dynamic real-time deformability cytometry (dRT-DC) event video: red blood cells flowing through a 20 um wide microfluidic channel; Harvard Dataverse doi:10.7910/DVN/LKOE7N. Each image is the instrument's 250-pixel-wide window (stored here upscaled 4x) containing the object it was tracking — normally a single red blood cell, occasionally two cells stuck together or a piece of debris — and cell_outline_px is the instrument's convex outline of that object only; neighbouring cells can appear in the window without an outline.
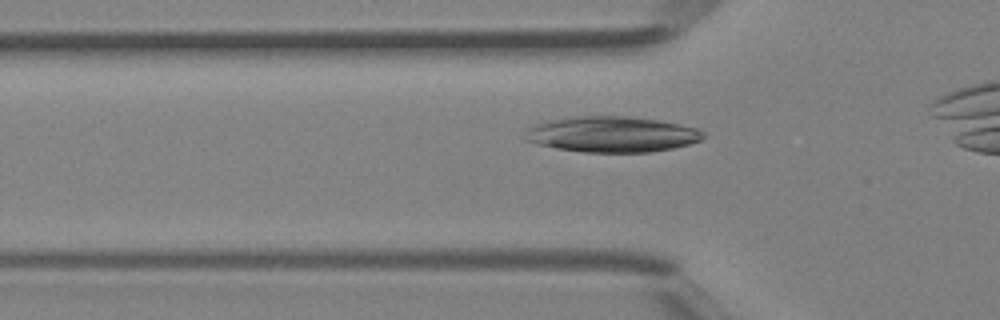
{"species": "Egyptian fruit bat (a non-hibernating species)", "species_latin": "Rousettus aegyptiacus", "temperature_condition": "room temperature", "stored_images_in_passage": 25, "camera_frame_rate_fps": 3000, "um_per_image_px": 0.085, "animal": {"sex": "female"}, "frame": {"image": 1, "passage_image": 3, "time_ms": 0.667, "image_size_px": [1000, 320], "cell_outline_px": [[704, 136], [700, 140], [688, 144], [672, 148], [652, 152], [584, 152], [556, 148], [536, 144], [524, 140], [528, 128], [544, 120], [572, 116], [628, 116], [656, 120], [680, 124], [696, 128], [704, 132]], "centroid_in_image_um": [51.97, 11.41], "position_along_channel_um": 73.8, "area_um2": 37.17}}
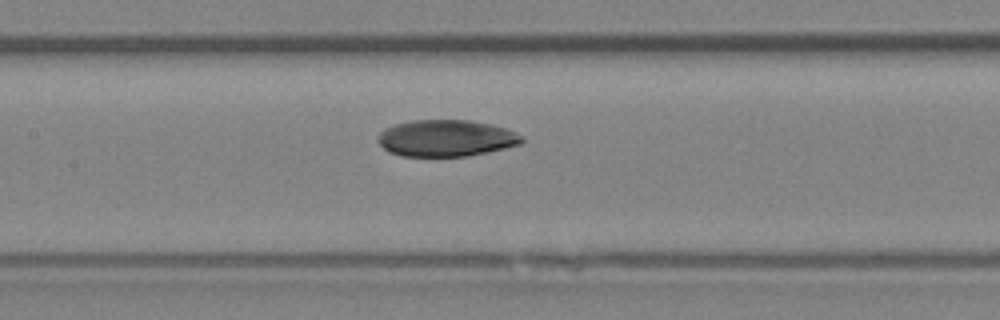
{"frame": {"image": 2, "passage_image": 9, "time_ms": 2.667, "image_size_px": [1000, 320], "cell_outline_px": [[524, 140], [520, 144], [504, 148], [468, 156], [400, 156], [384, 148], [376, 140], [376, 136], [384, 128], [392, 124], [412, 120], [468, 120], [492, 124], [516, 132], [524, 136]], "centroid_in_image_um": [37.89, 11.73], "position_along_channel_um": 169.5, "area_um2": 30.87}}
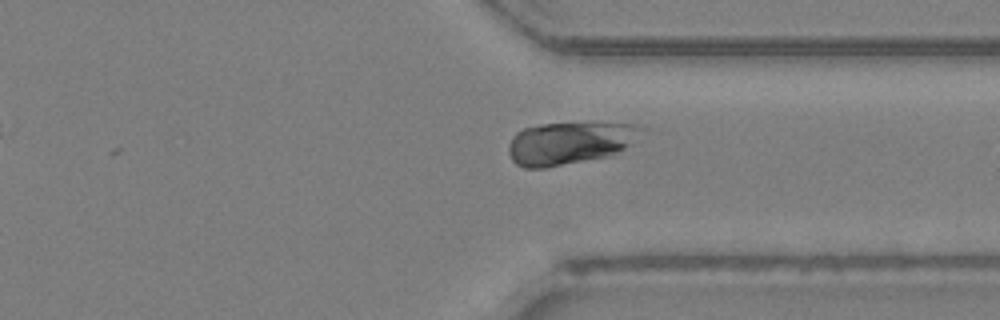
{"frame": {"image": 3, "passage_image": 21, "time_ms": 6.667, "image_size_px": [1000, 320], "cell_outline_px": [[648, 128], [624, 148], [612, 156], [544, 168], [524, 168], [516, 164], [512, 160], [508, 152], [508, 144], [512, 136], [516, 132], [524, 128], [540, 124], [636, 124]], "centroid_in_image_um": [48.39, 12.18], "position_along_channel_um": 363.0, "area_um2": 32.83}}